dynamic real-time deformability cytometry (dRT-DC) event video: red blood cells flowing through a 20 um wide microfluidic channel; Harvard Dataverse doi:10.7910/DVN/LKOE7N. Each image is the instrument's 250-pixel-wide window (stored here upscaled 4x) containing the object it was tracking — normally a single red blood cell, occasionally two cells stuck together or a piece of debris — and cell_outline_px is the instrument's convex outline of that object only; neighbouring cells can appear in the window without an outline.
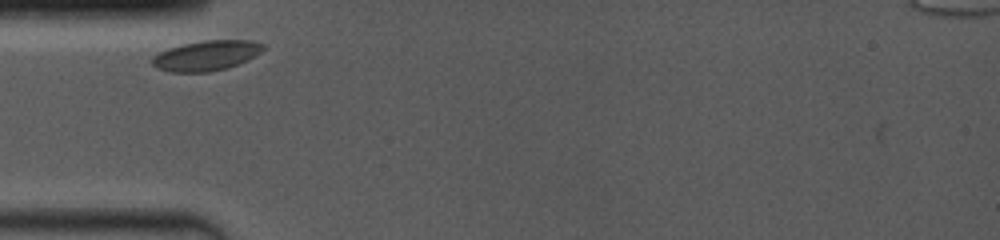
{"species": "common noctule bat (a hibernating species)", "species_latin": "Nyctalus noctula", "temperature_condition": "room temperature", "stored_images_in_passage": 3, "camera_frame_rate_fps": 4000, "um_per_image_px": 0.085, "animal": {"sex": "female", "body_mass_g": 19.0, "forearm_length_mm": 53.3}, "frame": {"image": 1, "passage_image": 1, "time_ms": 0.0, "image_size_px": [1000, 240], "cell_outline_px": [[268, 48], [248, 60], [228, 68], [208, 72], [168, 72], [156, 68], [152, 64], [152, 56], [168, 48], [184, 44], [204, 40], [252, 40], [264, 44]], "centroid_in_image_um": [17.57, 4.72], "position_along_channel_um": 67.4, "area_um2": 19.71}}
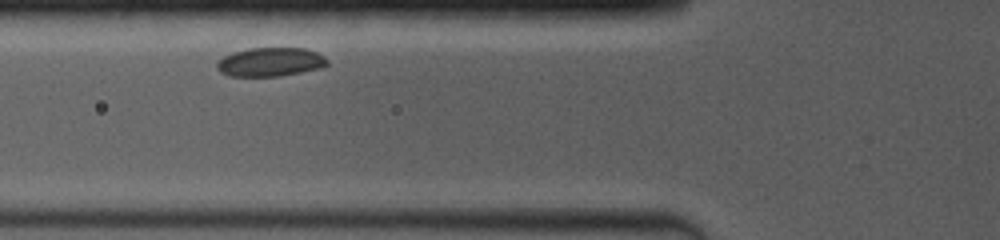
{"frame": {"image": 2, "passage_image": 2, "time_ms": 1.0, "image_size_px": [1000, 240], "cell_outline_px": [[328, 64], [324, 68], [280, 76], [228, 76], [220, 72], [216, 68], [216, 64], [224, 56], [232, 52], [248, 48], [304, 48], [316, 52], [324, 56], [328, 60]], "centroid_in_image_um": [22.99, 5.27], "position_along_channel_um": 102.8, "area_um2": 18.73}}
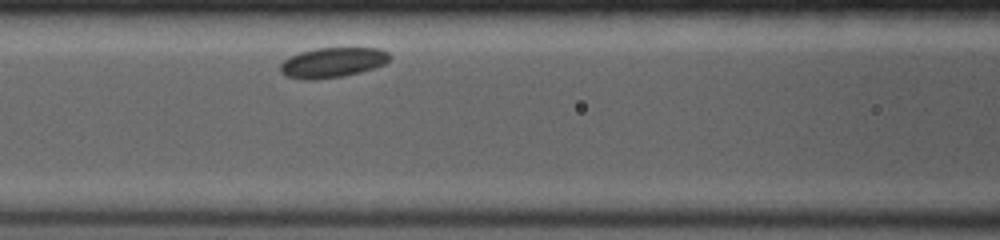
{"frame": {"image": 3, "passage_image": 3, "time_ms": 2.0, "image_size_px": [1000, 240], "cell_outline_px": [[392, 56], [384, 64], [376, 68], [344, 76], [316, 80], [300, 80], [284, 76], [280, 72], [280, 64], [284, 60], [300, 52], [316, 48], [380, 48], [388, 52]], "centroid_in_image_um": [28.26, 5.33], "position_along_channel_um": 138.3, "area_um2": 19.42}}